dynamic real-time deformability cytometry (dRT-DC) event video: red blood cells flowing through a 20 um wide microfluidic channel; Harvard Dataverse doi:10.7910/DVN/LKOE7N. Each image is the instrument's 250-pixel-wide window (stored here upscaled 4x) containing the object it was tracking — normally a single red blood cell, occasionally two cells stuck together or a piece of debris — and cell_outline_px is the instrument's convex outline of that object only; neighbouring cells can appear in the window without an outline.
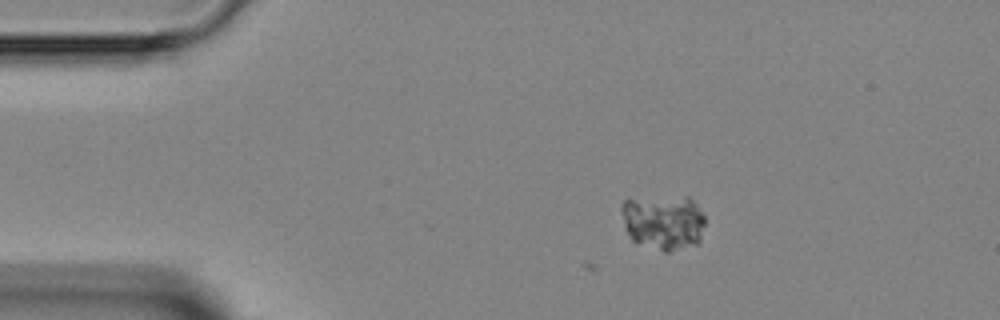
{"species": "Egyptian fruit bat (a non-hibernating species)", "species_latin": "Rousettus aegyptiacus", "temperature_condition": "room temperature", "stored_images_in_passage": 2, "camera_frame_rate_fps": 3000, "um_per_image_px": 0.085, "animal": {"sex": "female"}, "frame": {"image": 1, "passage_image": 1, "time_ms": 0.0, "image_size_px": [1000, 320], "cell_outline_px": [[704, 224], [700, 244], [668, 252], [664, 252], [632, 240], [624, 224], [620, 208], [620, 204], [624, 200], [684, 196], [688, 196], [696, 204], [704, 216]], "centroid_in_image_um": [56.42, 18.89], "position_along_channel_um": 28.6, "area_um2": 26.88}}